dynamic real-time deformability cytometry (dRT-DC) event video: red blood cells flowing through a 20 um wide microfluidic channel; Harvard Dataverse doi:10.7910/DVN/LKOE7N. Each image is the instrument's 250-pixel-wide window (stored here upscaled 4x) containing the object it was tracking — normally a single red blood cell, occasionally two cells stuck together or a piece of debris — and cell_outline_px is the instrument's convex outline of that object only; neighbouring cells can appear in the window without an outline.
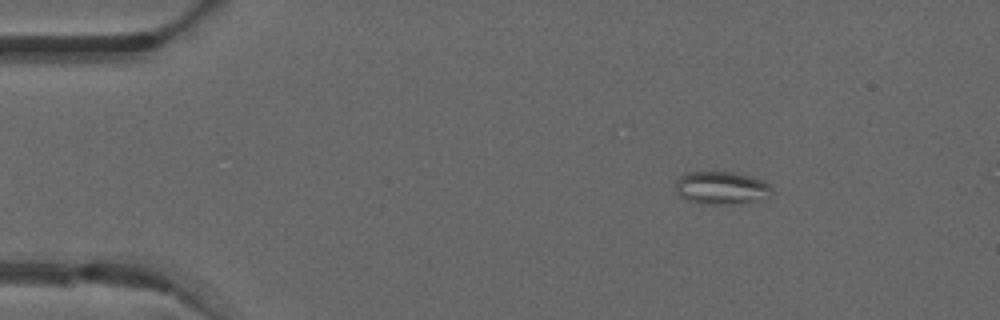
{"species": "common noctule bat (a hibernating species)", "species_latin": "Nyctalus noctula", "temperature_condition": "warm", "stored_images_in_passage": 44, "camera_frame_rate_fps": 3000, "um_per_image_px": 0.085, "animal": {"sex": "male", "forearm_length_mm": 52.5}, "frame": {"image": 1, "passage_image": 1, "time_ms": 0.0, "image_size_px": [1000, 320], "cell_outline_px": [[772, 196], [752, 200], [720, 204], [712, 204], [688, 200], [680, 196], [676, 192], [676, 180], [680, 176], [688, 172], [732, 172], [764, 180], [772, 188]], "centroid_in_image_um": [61.3, 15.94], "position_along_channel_um": 23.7, "area_um2": 17.98}}
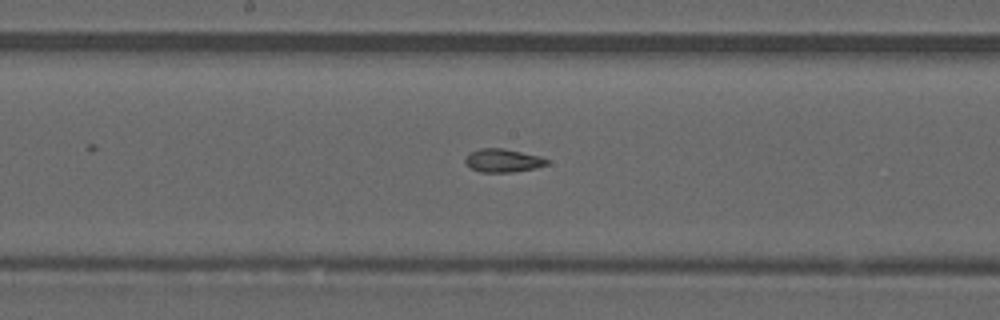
{"frame": {"image": 2, "passage_image": 20, "time_ms": 6.333, "image_size_px": [1000, 320], "cell_outline_px": [[548, 164], [536, 168], [512, 172], [480, 172], [464, 164], [464, 160], [472, 152], [480, 148], [504, 148], [540, 156], [548, 160]], "centroid_in_image_um": [42.75, 13.65], "position_along_channel_um": 205.4, "area_um2": 11.04}}
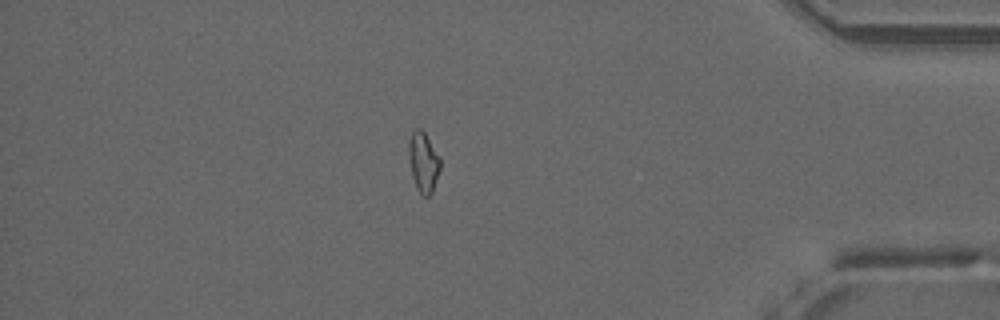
{"frame": {"image": 3, "passage_image": 37, "time_ms": 12.0, "image_size_px": [1000, 320], "cell_outline_px": [[440, 168], [432, 192], [428, 196], [424, 196], [416, 188], [412, 176], [408, 152], [408, 140], [412, 128], [420, 128], [424, 132], [440, 156]], "centroid_in_image_um": [35.97, 13.72], "position_along_channel_um": 399.2, "area_um2": 11.1}, "authors_computed_cell_mechanics": {"area_um2": 11.3288, "velocity_mm_per_s": 4.0802, "shape_relaxation_time_tau1_ms": null, "shape_relaxation_time_tau2_ms": 2.1988, "deformation_change_tau1": null, "deformation_change_tau2": 0.0916}}